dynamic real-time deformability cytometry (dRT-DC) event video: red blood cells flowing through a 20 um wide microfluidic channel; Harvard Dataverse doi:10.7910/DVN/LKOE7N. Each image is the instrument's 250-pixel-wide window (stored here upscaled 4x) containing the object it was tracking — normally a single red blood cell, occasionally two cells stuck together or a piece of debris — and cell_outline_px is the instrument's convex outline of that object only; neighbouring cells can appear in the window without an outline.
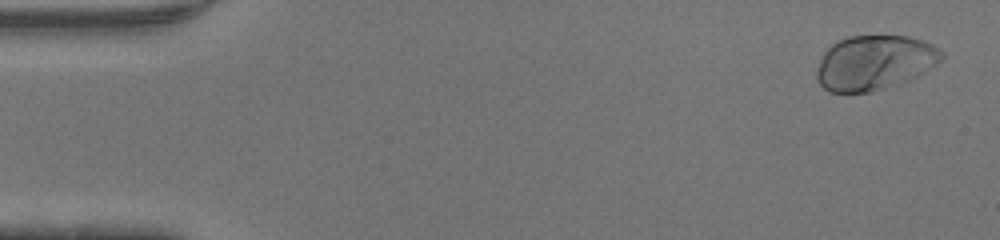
{"species": "human", "species_latin": "Homo sapiens", "temperature_condition": "warm", "stored_images_in_passage": 47, "camera_frame_rate_fps": 3000, "um_per_image_px": 0.085, "donor": {"sex": "male"}, "frame": {"image": 1, "passage_image": 2, "time_ms": 0.333, "image_size_px": [1000, 240], "cell_outline_px": [[944, 56], [936, 64], [924, 72], [900, 84], [872, 92], [828, 92], [816, 80], [816, 68], [824, 52], [836, 40], [848, 36], [908, 36], [932, 44], [940, 48], [944, 52]], "centroid_in_image_um": [74.31, 5.33], "position_along_channel_um": 10.7, "area_um2": 40.0}}
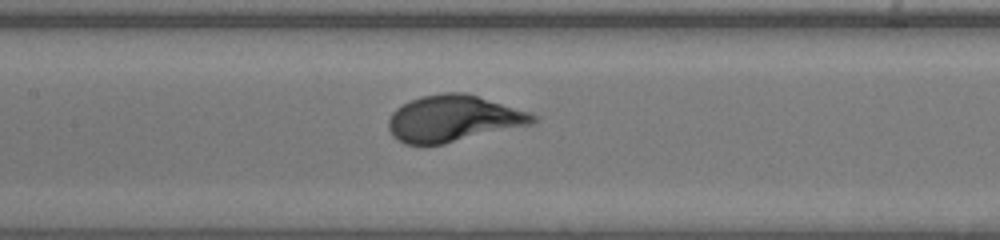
{"frame": {"image": 2, "passage_image": 22, "time_ms": 7.0, "image_size_px": [1000, 240], "cell_outline_px": [[540, 116], [532, 124], [444, 144], [404, 144], [396, 140], [392, 136], [388, 128], [388, 120], [392, 112], [396, 108], [420, 96], [444, 92], [464, 92], [528, 112]], "centroid_in_image_um": [38.5, 10.08], "position_along_channel_um": 168.9, "area_um2": 38.9}}
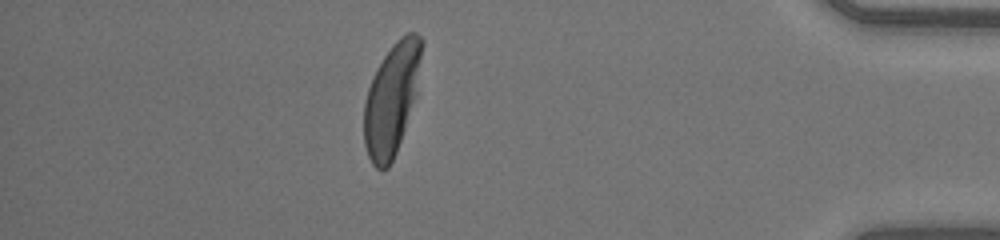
{"frame": {"image": 3, "passage_image": 41, "time_ms": 13.333, "image_size_px": [1000, 240], "cell_outline_px": [[424, 44], [416, 96], [396, 152], [388, 168], [380, 172], [372, 164], [368, 156], [364, 144], [364, 104], [368, 88], [372, 76], [376, 68], [392, 44], [400, 36], [408, 32], [416, 32], [424, 40]], "centroid_in_image_um": [33.3, 8.38], "position_along_channel_um": 401.9, "area_um2": 37.8}}